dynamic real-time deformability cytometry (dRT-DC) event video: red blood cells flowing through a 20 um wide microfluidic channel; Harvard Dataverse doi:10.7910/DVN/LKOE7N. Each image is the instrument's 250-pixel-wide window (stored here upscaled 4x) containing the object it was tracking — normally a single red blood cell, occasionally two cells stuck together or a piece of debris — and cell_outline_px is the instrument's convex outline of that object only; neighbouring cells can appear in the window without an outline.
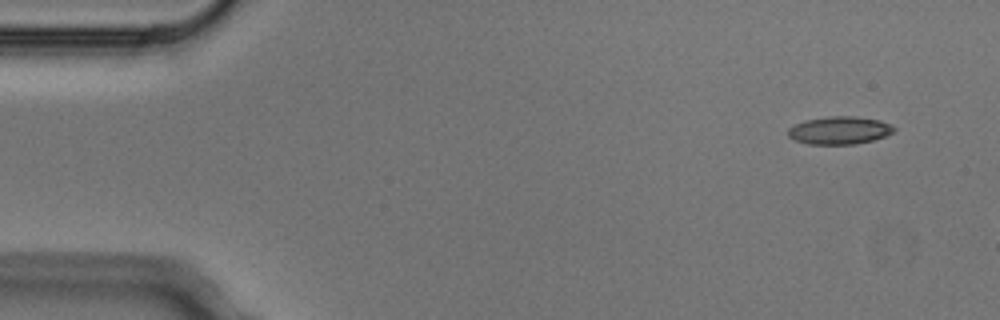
{"species": "Egyptian fruit bat (a non-hibernating species)", "species_latin": "Rousettus aegyptiacus", "temperature_condition": "cold", "stored_images_in_passage": 5, "camera_frame_rate_fps": 3000, "um_per_image_px": 0.085, "animal": {"sex": "male"}, "frame": {"image": 1, "passage_image": 1, "time_ms": 0.0, "image_size_px": [1000, 320], "cell_outline_px": [[896, 128], [892, 132], [884, 136], [872, 140], [852, 144], [808, 144], [796, 140], [788, 136], [788, 128], [804, 120], [828, 116], [856, 116], [880, 120], [892, 124]], "centroid_in_image_um": [71.35, 11.06], "position_along_channel_um": 13.6, "area_um2": 17.11}}